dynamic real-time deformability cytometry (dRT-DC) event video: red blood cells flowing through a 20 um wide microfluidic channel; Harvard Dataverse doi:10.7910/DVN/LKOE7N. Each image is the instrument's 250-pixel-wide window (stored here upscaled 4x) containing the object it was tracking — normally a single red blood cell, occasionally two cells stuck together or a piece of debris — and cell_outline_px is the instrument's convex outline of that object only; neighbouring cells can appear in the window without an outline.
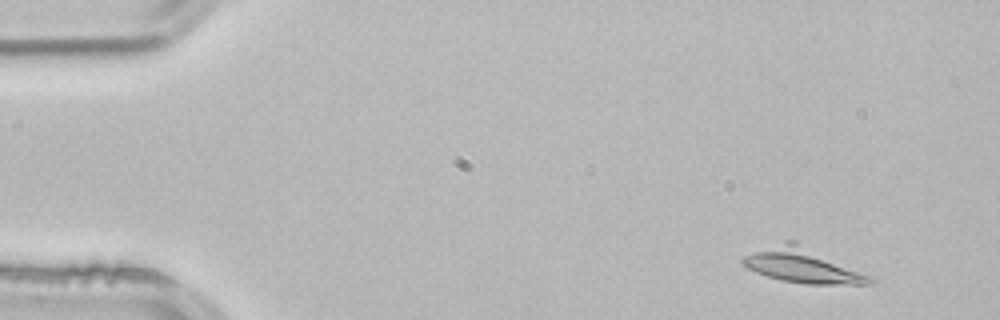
{"species": "common noctule bat (a hibernating species)", "species_latin": "Nyctalus noctula", "temperature_condition": "room temperature", "stored_images_in_passage": 3, "camera_frame_rate_fps": 3000, "um_per_image_px": 0.085, "animal": {"sex": "male", "body_mass_g": 21.5, "forearm_length_mm": 52.0}, "frame": {"image": 1, "passage_image": 1, "time_ms": 0.0, "image_size_px": [1000, 320], "cell_outline_px": [[876, 280], [872, 284], [804, 284], [780, 280], [756, 272], [740, 264], [740, 260], [744, 256], [784, 240], [796, 240], [876, 276]], "centroid_in_image_um": [68.34, 22.56], "position_along_channel_um": 16.7, "area_um2": 26.36}}
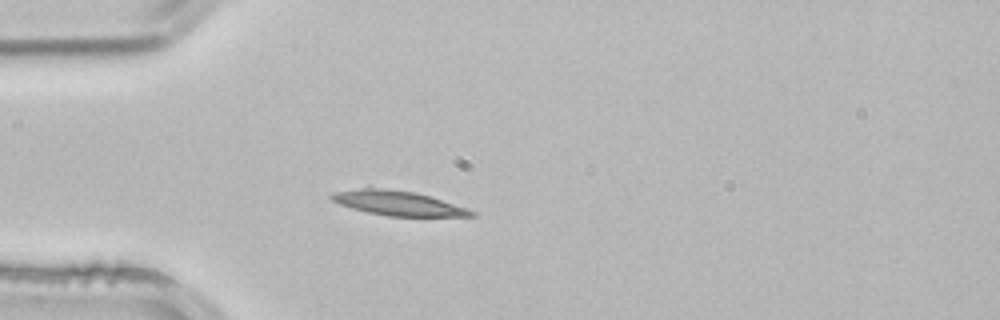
{"frame": {"image": 2, "passage_image": 3, "time_ms": 0.667, "image_size_px": [1000, 320], "cell_outline_px": [[476, 216], [388, 216], [368, 212], [352, 208], [340, 204], [332, 200], [328, 196], [332, 192], [368, 184], [412, 192], [428, 196], [476, 212]], "centroid_in_image_um": [33.64, 17.21], "position_along_channel_um": 51.4, "area_um2": 20.35}}